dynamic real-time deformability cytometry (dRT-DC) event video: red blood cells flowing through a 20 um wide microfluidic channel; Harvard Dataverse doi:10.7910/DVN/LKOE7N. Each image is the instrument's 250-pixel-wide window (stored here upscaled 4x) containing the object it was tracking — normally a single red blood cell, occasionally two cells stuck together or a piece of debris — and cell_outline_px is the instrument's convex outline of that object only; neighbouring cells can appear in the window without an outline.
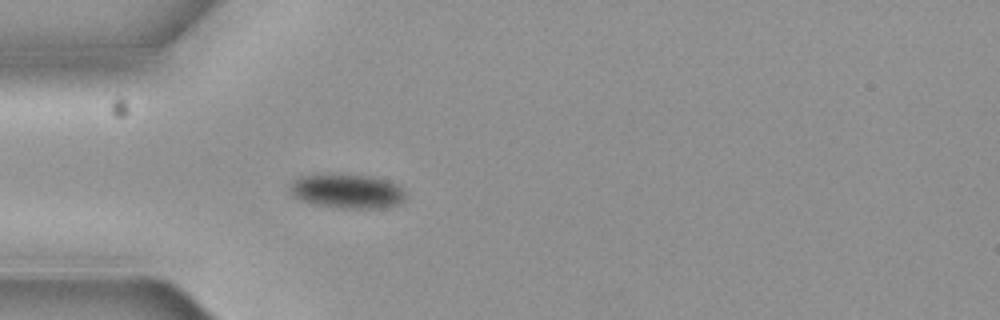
{"species": "common noctule bat (a hibernating species)", "species_latin": "Nyctalus noctula", "temperature_condition": "cold", "stored_images_in_passage": 4, "camera_frame_rate_fps": 3000, "um_per_image_px": 0.085, "animal": {"sex": "female", "body_mass_g": 19.3, "forearm_length_mm": 54.1}, "frame": {"image": 1, "passage_image": 4, "time_ms": 1.0, "image_size_px": [1000, 320], "cell_outline_px": [[408, 196], [400, 204], [384, 208], [332, 208], [300, 200], [292, 196], [288, 188], [288, 184], [292, 180], [300, 176], [368, 176], [388, 180], [400, 184]], "centroid_in_image_um": [29.55, 16.29], "position_along_channel_um": 55.5, "area_um2": 23.18}}